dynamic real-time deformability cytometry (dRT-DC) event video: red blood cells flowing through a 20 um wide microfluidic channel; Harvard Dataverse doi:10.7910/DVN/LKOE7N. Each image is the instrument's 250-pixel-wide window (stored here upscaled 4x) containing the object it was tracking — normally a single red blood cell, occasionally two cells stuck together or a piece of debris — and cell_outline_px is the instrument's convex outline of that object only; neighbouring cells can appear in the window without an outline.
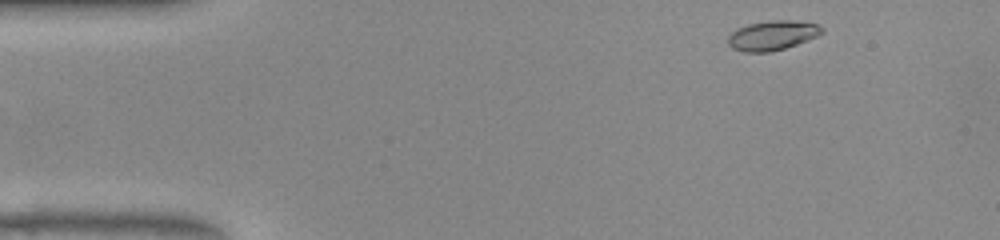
{"species": "common noctule bat (a hibernating species)", "species_latin": "Nyctalus noctula", "temperature_condition": "warm", "stored_images_in_passage": 47, "camera_frame_rate_fps": 3000, "um_per_image_px": 0.085, "animal": {"sex": "female", "body_mass_g": 22.0, "forearm_length_mm": 56.7}, "frame": {"image": 1, "passage_image": 1, "time_ms": 0.0, "image_size_px": [1000, 240], "cell_outline_px": [[824, 32], [816, 36], [796, 44], [772, 52], [744, 52], [732, 48], [728, 44], [728, 36], [736, 28], [748, 24], [768, 20], [788, 20], [816, 24], [824, 28]], "centroid_in_image_um": [65.61, 3.01], "position_along_channel_um": 19.4, "area_um2": 16.13}}
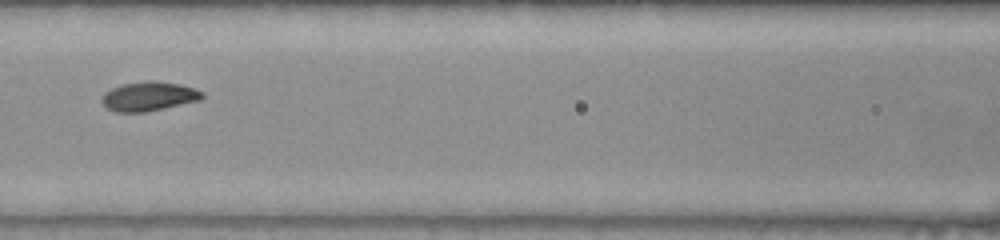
{"frame": {"image": 2, "passage_image": 18, "time_ms": 5.667, "image_size_px": [1000, 240], "cell_outline_px": [[204, 96], [200, 100], [144, 112], [116, 112], [108, 108], [100, 100], [104, 92], [112, 88], [124, 84], [148, 80], [156, 80], [180, 84], [204, 92]], "centroid_in_image_um": [12.64, 8.18], "position_along_channel_um": 154.0, "area_um2": 16.99}}
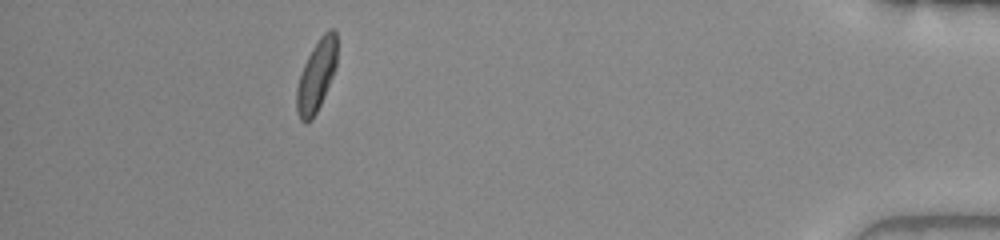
{"frame": {"image": 3, "passage_image": 42, "time_ms": 13.667, "image_size_px": [1000, 240], "cell_outline_px": [[336, 68], [324, 96], [312, 120], [304, 124], [300, 120], [296, 112], [296, 88], [304, 64], [312, 48], [320, 36], [328, 28], [332, 28], [336, 32]], "centroid_in_image_um": [26.88, 6.45], "position_along_channel_um": 408.3, "area_um2": 16.82}, "authors_computed_cell_mechanics": {"area_um2": 16.473, "velocity_mm_per_s": 3.9125, "shape_relaxation_time_tau1_ms": 2.6451, "shape_relaxation_time_tau2_ms": 1.1295, "deformation_change_tau1": 0.1579, "deformation_change_tau2": 0.0496}}